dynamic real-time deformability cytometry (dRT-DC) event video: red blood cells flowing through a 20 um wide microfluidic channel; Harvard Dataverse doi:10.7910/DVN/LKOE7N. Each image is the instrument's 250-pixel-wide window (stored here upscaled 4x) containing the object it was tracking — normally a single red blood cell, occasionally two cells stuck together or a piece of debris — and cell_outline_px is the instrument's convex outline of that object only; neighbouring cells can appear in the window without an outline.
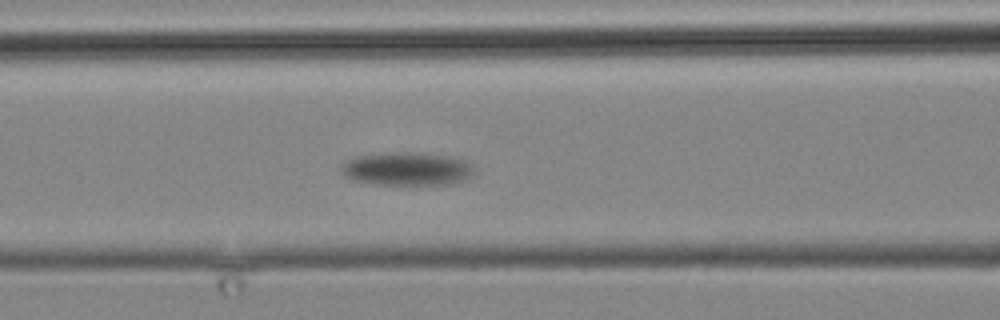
{"species": "common noctule bat (a hibernating species)", "species_latin": "Nyctalus noctula", "temperature_condition": "cold", "stored_images_in_passage": 6, "camera_frame_rate_fps": 3000, "um_per_image_px": 0.085, "animal": {"sex": "male", "body_mass_g": 19.2, "forearm_length_mm": 51.8}, "frame": {"image": 1, "passage_image": 4, "time_ms": 3.667, "image_size_px": [1000, 320], "cell_outline_px": [[476, 172], [472, 176], [464, 180], [448, 184], [380, 184], [352, 180], [344, 176], [340, 172], [340, 168], [348, 160], [356, 156], [388, 152], [416, 152], [452, 156], [464, 160], [472, 164]], "centroid_in_image_um": [34.62, 14.34], "position_along_channel_um": 132.0, "area_um2": 25.95}}
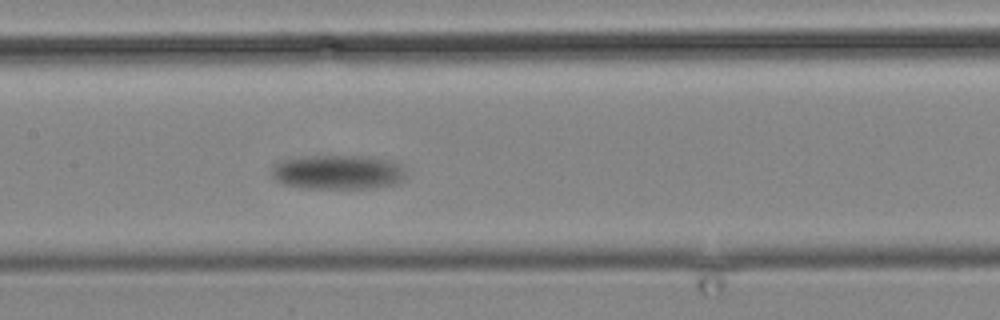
{"frame": {"image": 2, "passage_image": 6, "time_ms": 5.667, "image_size_px": [1000, 320], "cell_outline_px": [[404, 180], [396, 184], [372, 188], [300, 188], [284, 184], [276, 180], [272, 176], [272, 168], [276, 164], [284, 160], [304, 156], [364, 156], [388, 160], [400, 164], [404, 172]], "centroid_in_image_um": [28.72, 14.64], "position_along_channel_um": 178.7, "area_um2": 26.82}}